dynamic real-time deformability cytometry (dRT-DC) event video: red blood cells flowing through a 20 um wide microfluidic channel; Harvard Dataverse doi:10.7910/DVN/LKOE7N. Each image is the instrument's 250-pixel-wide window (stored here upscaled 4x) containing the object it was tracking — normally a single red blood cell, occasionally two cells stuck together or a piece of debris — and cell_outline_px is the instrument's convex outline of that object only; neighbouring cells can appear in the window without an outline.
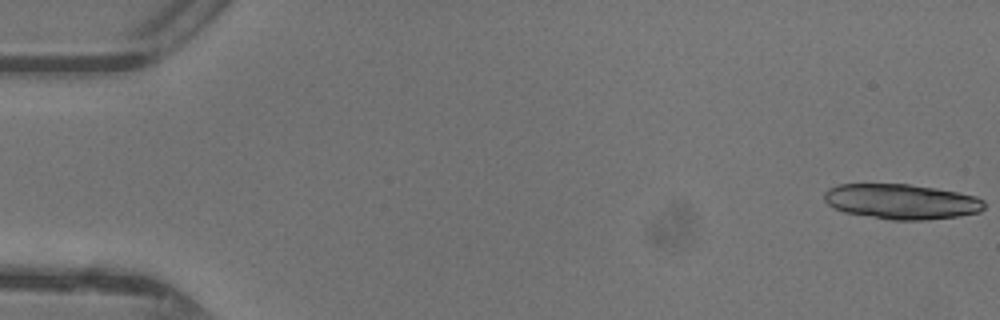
{"species": "common noctule bat (a hibernating species)", "species_latin": "Nyctalus noctula", "temperature_condition": "warm", "stored_images_in_passage": 49, "camera_frame_rate_fps": 3000, "um_per_image_px": 0.085, "animal": {"sex": "female"}, "frame": {"image": 1, "passage_image": 1, "time_ms": 0.0, "image_size_px": [1000, 320], "cell_outline_px": [[984, 208], [980, 212], [960, 216], [924, 220], [892, 220], [844, 212], [828, 204], [824, 200], [824, 192], [828, 188], [836, 184], [908, 184], [936, 188], [976, 196], [984, 200]], "centroid_in_image_um": [76.62, 17.13], "position_along_channel_um": 8.4, "area_um2": 32.83}}
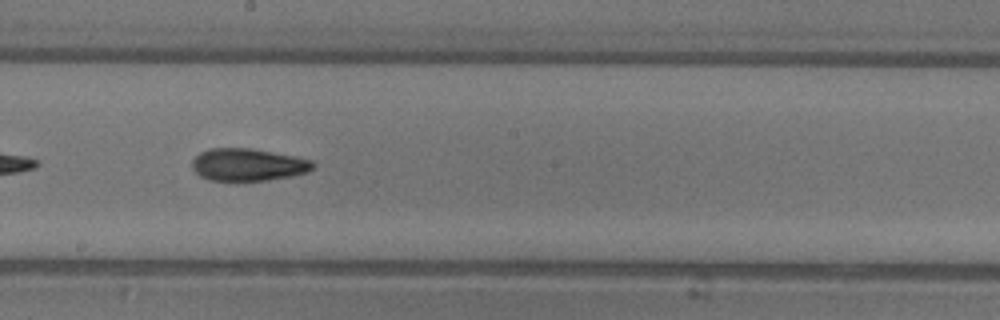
{"frame": {"image": 2, "passage_image": 27, "time_ms": 8.667, "image_size_px": [1000, 320], "cell_outline_px": [[316, 164], [308, 172], [292, 176], [268, 180], [208, 180], [200, 176], [192, 168], [192, 160], [200, 152], [208, 148], [252, 148], [296, 156], [312, 160]], "centroid_in_image_um": [21.09, 13.99], "position_along_channel_um": 227.1, "area_um2": 22.95}}
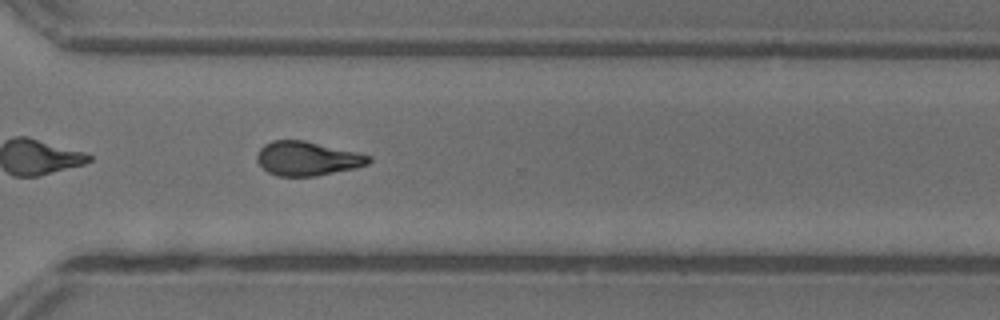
{"frame": {"image": 3, "passage_image": 35, "time_ms": 11.333, "image_size_px": [1000, 320], "cell_outline_px": [[372, 160], [368, 164], [356, 168], [316, 176], [276, 176], [268, 172], [256, 160], [256, 156], [260, 148], [264, 144], [272, 140], [304, 140], [356, 152], [372, 156]], "centroid_in_image_um": [26.12, 13.48], "position_along_channel_um": 344.5, "area_um2": 22.25}}